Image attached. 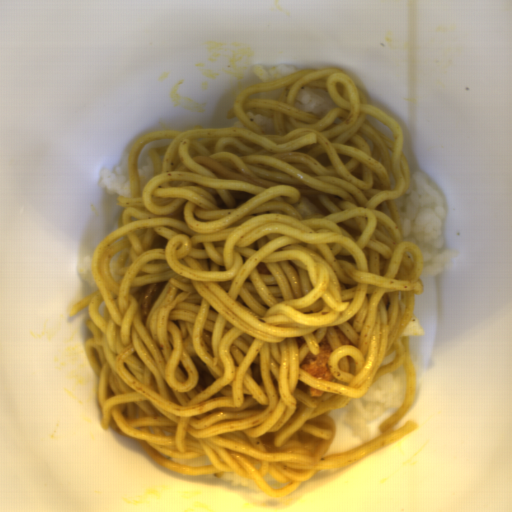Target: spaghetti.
Returning a JSON list of instances; mask_svg holds the SVG:
<instances>
[{"label": "spaghetti", "instance_id": "1", "mask_svg": "<svg viewBox=\"0 0 512 512\" xmlns=\"http://www.w3.org/2000/svg\"><path fill=\"white\" fill-rule=\"evenodd\" d=\"M304 85L327 90L339 107L323 119L294 107ZM282 88L278 101L248 98ZM244 111L274 118L276 135ZM225 118L247 129H162L135 141L131 198L117 195V228L92 254L98 291L68 314L88 307L84 354L99 378L104 432L136 440L168 470L235 473L278 499L420 426L393 429L418 385L403 333L423 292V252L404 241L395 202L412 183L402 126L368 104L352 77L298 69L235 94ZM164 138L174 139L149 149L155 175L140 197L137 156ZM302 196L323 212L297 214ZM322 343L332 348L330 382L300 368ZM402 364L405 401L379 424L382 433L321 458L336 431L330 412ZM310 387L323 395L309 396ZM158 452L207 454L212 465ZM267 472L291 483L274 489Z\"/></svg>", "mask_w": 512, "mask_h": 512}]
</instances>
